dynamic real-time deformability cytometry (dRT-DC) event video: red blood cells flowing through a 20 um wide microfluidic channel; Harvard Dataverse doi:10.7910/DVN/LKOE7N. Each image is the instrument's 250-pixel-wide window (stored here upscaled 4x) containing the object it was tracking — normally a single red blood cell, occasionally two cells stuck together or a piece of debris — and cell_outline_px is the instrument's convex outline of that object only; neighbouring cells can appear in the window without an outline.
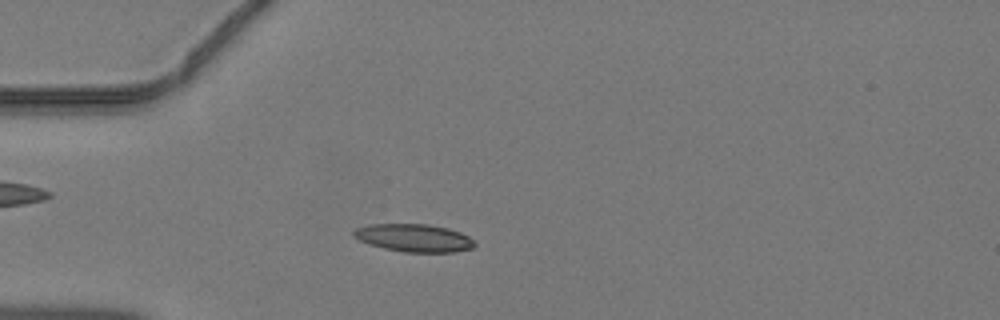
{"species": "common noctule bat (a hibernating species)", "species_latin": "Nyctalus noctula", "temperature_condition": "warm", "stored_images_in_passage": 27, "camera_frame_rate_fps": 3000, "um_per_image_px": 0.085, "animal": {"sex": "male", "body_mass_g": 19.2, "forearm_length_mm": 51.8}, "frame": {"image": 1, "passage_image": 13, "time_ms": 4.0, "image_size_px": [1000, 320], "cell_outline_px": [[476, 244], [472, 248], [452, 252], [404, 252], [384, 248], [368, 244], [352, 236], [352, 232], [356, 228], [368, 224], [428, 224], [448, 228], [460, 232], [468, 236]], "centroid_in_image_um": [35.16, 20.21], "position_along_channel_um": 49.8, "area_um2": 19.59}}
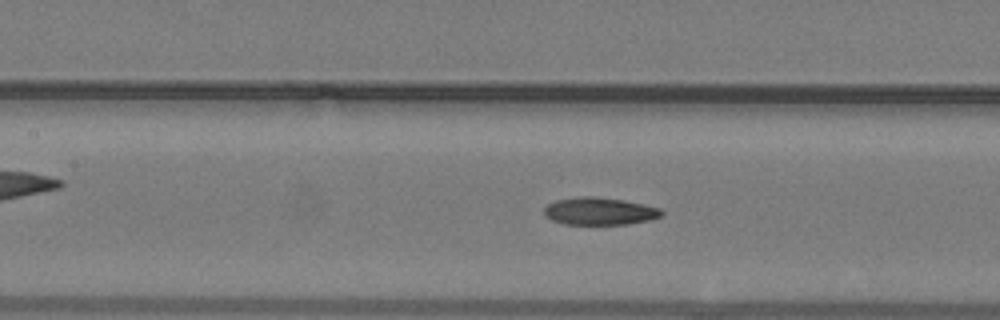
{"frame": {"image": 2, "passage_image": 21, "time_ms": 6.667, "image_size_px": [1000, 320], "cell_outline_px": [[664, 212], [660, 216], [652, 220], [628, 224], [564, 224], [552, 220], [544, 216], [544, 208], [548, 204], [556, 200], [580, 196], [592, 196], [624, 200], [644, 204], [660, 208]], "centroid_in_image_um": [50.97, 17.95], "position_along_channel_um": 156.4, "area_um2": 18.9}}
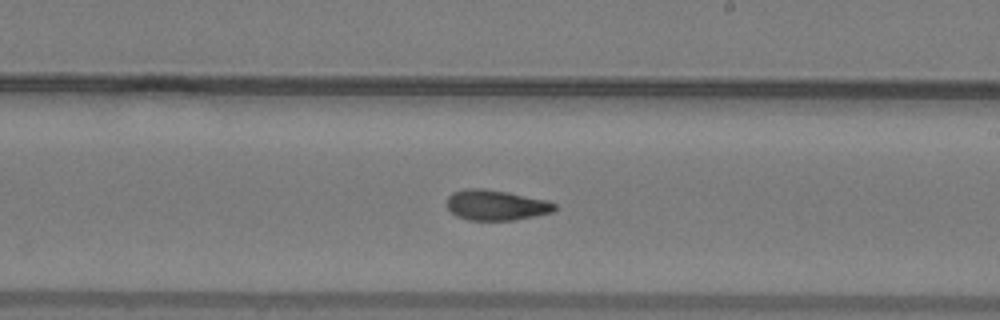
{"frame": {"image": 3, "passage_image": 27, "time_ms": 8.667, "image_size_px": [1000, 320], "cell_outline_px": [[556, 208], [552, 212], [516, 220], [468, 220], [456, 216], [448, 208], [448, 196], [452, 192], [464, 188], [484, 188], [508, 192], [548, 200], [556, 204]], "centroid_in_image_um": [42.16, 17.42], "position_along_channel_um": 246.8, "area_um2": 19.19}}